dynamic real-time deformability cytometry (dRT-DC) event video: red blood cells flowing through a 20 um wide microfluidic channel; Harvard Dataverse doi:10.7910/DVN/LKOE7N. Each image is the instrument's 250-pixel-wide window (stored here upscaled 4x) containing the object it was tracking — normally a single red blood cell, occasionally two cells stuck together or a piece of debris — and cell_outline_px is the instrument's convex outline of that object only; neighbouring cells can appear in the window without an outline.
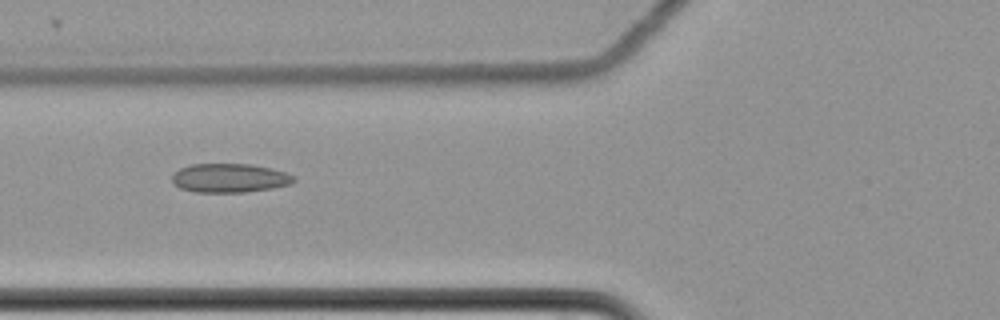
{"species": "common noctule bat (a hibernating species)", "species_latin": "Nyctalus noctula", "temperature_condition": "cold", "stored_images_in_passage": 10, "camera_frame_rate_fps": 3000, "um_per_image_px": 0.085, "animal": {"sex": "female", "body_mass_g": 22.7, "forearm_length_mm": 54.2}, "frame": {"image": 1, "passage_image": 6, "time_ms": 1.667, "image_size_px": [1000, 320], "cell_outline_px": [[296, 180], [288, 184], [272, 188], [244, 192], [196, 192], [180, 188], [172, 184], [172, 176], [180, 168], [192, 164], [252, 164], [272, 168], [296, 176]], "centroid_in_image_um": [19.51, 15.13], "position_along_channel_um": 106.3, "area_um2": 20.52}}
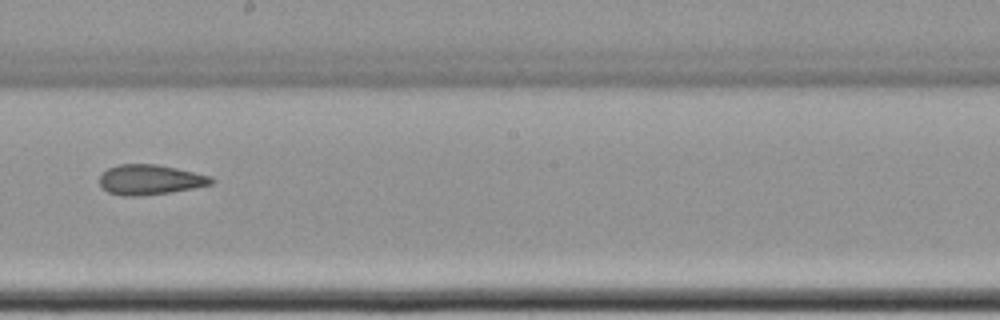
{"frame": {"image": 2, "passage_image": 9, "time_ms": 2.667, "image_size_px": [1000, 320], "cell_outline_px": [[216, 180], [212, 184], [192, 188], [168, 192], [136, 196], [124, 196], [108, 192], [100, 184], [100, 176], [108, 168], [120, 164], [156, 164], [176, 168], [212, 176]], "centroid_in_image_um": [12.77, 15.26], "position_along_channel_um": 235.4, "area_um2": 19.36}}
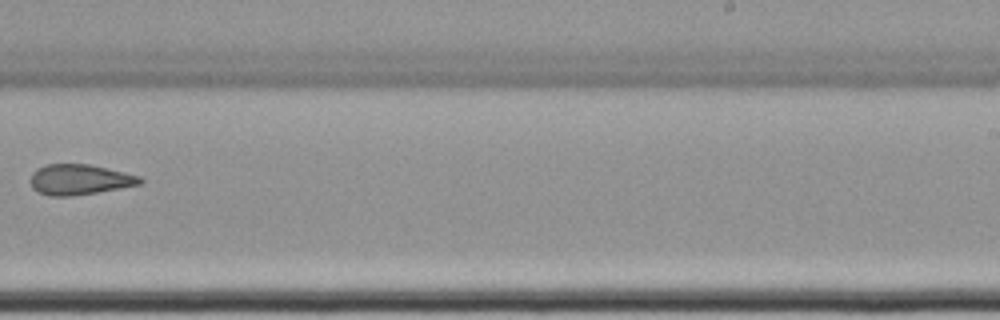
{"frame": {"image": 3, "passage_image": 10, "time_ms": 3.0, "image_size_px": [1000, 320], "cell_outline_px": [[144, 180], [140, 184], [120, 188], [72, 196], [48, 196], [32, 188], [28, 180], [32, 172], [36, 168], [44, 164], [88, 164], [124, 172], [140, 176]], "centroid_in_image_um": [6.7, 15.26], "position_along_channel_um": 282.3, "area_um2": 19.54}}